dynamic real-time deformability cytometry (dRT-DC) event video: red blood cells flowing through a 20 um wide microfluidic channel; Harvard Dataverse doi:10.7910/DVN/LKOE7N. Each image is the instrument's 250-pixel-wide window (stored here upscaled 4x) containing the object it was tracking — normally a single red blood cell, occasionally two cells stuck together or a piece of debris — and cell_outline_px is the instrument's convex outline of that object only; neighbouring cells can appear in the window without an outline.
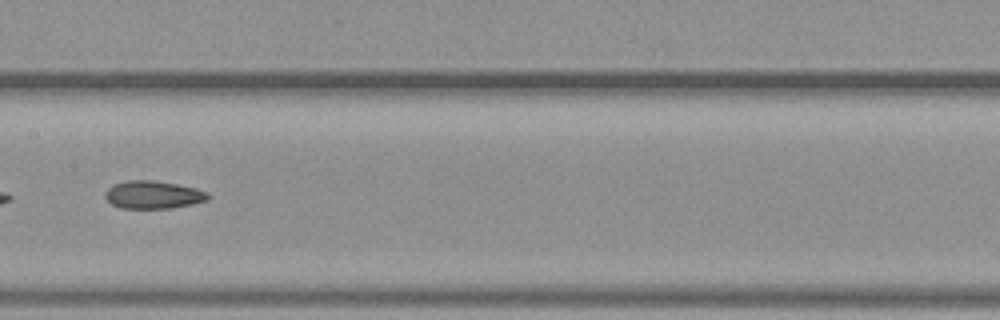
{"species": "common noctule bat (a hibernating species)", "species_latin": "Nyctalus noctula", "temperature_condition": "warm", "stored_images_in_passage": 35, "camera_frame_rate_fps": 3000, "um_per_image_px": 0.085, "animal": {"sex": "female", "body_mass_g": 19.3, "forearm_length_mm": 54.1}, "frame": {"image": 1, "passage_image": 11, "time_ms": 3.333, "image_size_px": [1000, 320], "cell_outline_px": [[208, 200], [192, 204], [172, 208], [120, 208], [112, 204], [104, 196], [104, 192], [112, 184], [124, 180], [152, 180], [176, 184], [196, 188], [208, 192]], "centroid_in_image_um": [12.98, 16.55], "position_along_channel_um": 194.4, "area_um2": 16.76}}
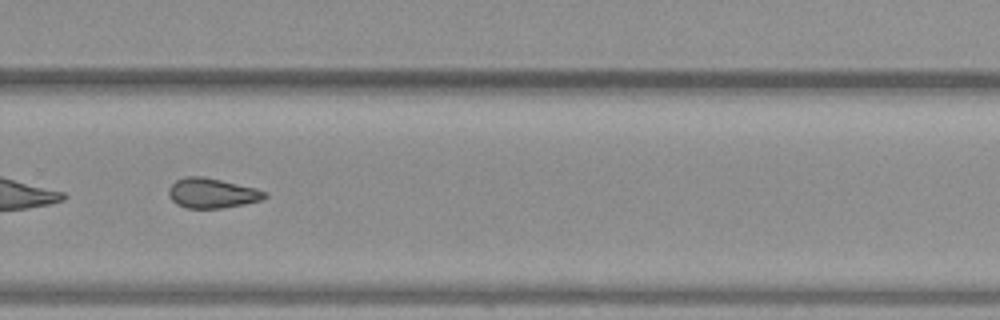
{"frame": {"image": 2, "passage_image": 20, "time_ms": 6.333, "image_size_px": [1000, 320], "cell_outline_px": [[268, 196], [260, 200], [244, 204], [224, 208], [184, 208], [176, 204], [168, 196], [168, 188], [176, 180], [188, 176], [204, 176], [256, 188], [268, 192]], "centroid_in_image_um": [18.01, 16.42], "position_along_channel_um": 311.8, "area_um2": 16.88}, "authors_computed_cell_mechanics": {"area_um2": 16.7042, "velocity_mm_per_s": 3.9309, "shape_relaxation_time_tau1_ms": null, "shape_relaxation_time_tau2_ms": 3.2524, "deformation_change_tau1": null, "deformation_change_tau2": 0.1014}}